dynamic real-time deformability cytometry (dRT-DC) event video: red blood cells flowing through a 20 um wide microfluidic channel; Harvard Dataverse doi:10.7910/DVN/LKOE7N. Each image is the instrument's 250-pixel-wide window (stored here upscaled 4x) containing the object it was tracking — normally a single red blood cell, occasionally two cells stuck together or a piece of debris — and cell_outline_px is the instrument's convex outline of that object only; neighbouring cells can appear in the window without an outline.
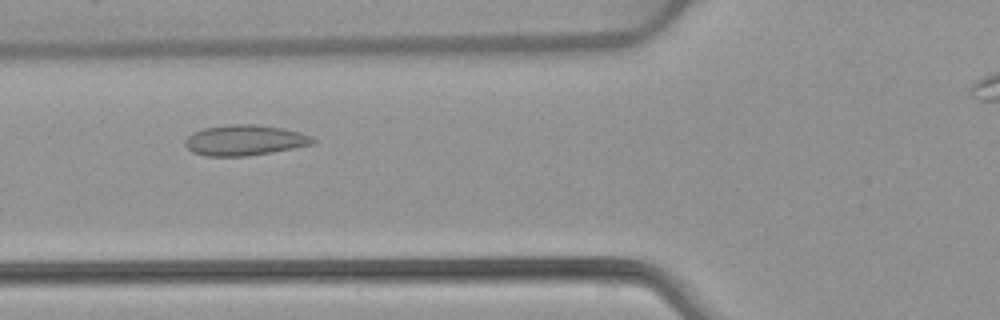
{"species": "common noctule bat (a hibernating species)", "species_latin": "Nyctalus noctula", "temperature_condition": "warm", "stored_images_in_passage": 38, "camera_frame_rate_fps": 3000, "um_per_image_px": 0.085, "animal": {"sex": "female", "body_mass_g": 22.7, "forearm_length_mm": 54.2}, "frame": {"image": 1, "passage_image": 9, "time_ms": 2.667, "image_size_px": [1000, 320], "cell_outline_px": [[316, 140], [312, 144], [272, 152], [248, 156], [208, 156], [192, 152], [184, 144], [184, 140], [192, 132], [204, 128], [232, 124], [256, 124], [280, 128], [300, 132], [312, 136]], "centroid_in_image_um": [20.77, 11.92], "position_along_channel_um": 105.0, "area_um2": 22.66}}
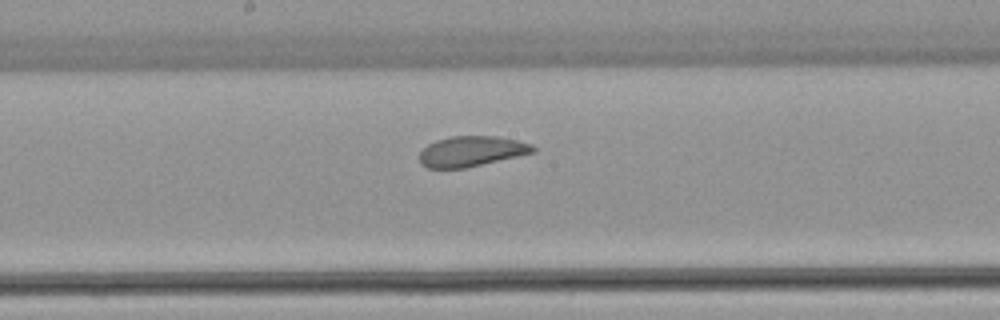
{"frame": {"image": 2, "passage_image": 17, "time_ms": 5.333, "image_size_px": [1000, 320], "cell_outline_px": [[536, 152], [464, 168], [428, 168], [420, 164], [420, 152], [428, 144], [436, 140], [452, 136], [496, 136], [516, 140], [532, 144], [536, 148]], "centroid_in_image_um": [40.08, 12.86], "position_along_channel_um": 208.1, "area_um2": 20.0}}
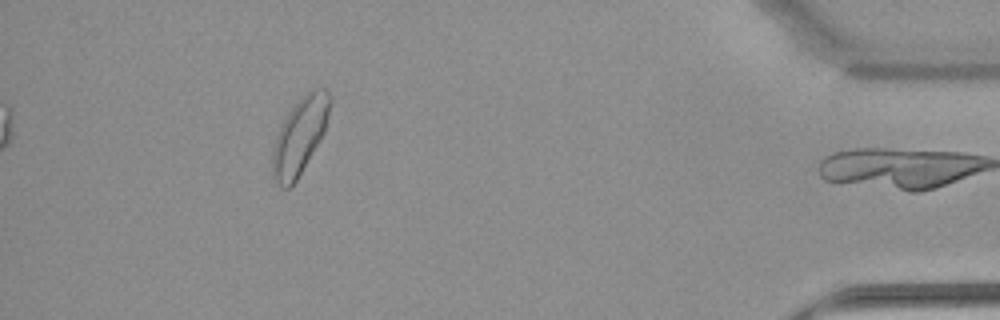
{"frame": {"image": 3, "passage_image": 37, "time_ms": 12.0, "image_size_px": [1000, 320], "cell_outline_px": [[332, 100], [324, 132], [320, 140], [296, 180], [288, 188], [280, 188], [272, 176], [272, 156], [276, 136], [284, 120], [292, 108], [312, 88], [324, 88], [332, 96]], "centroid_in_image_um": [25.49, 11.56], "position_along_channel_um": 409.7, "area_um2": 25.09}, "authors_computed_cell_mechanics": {"area_um2": 21.1548, "velocity_mm_per_s": 3.8665, "shape_relaxation_time_tau1_ms": 8.5166, "shape_relaxation_time_tau2_ms": 1.0028, "deformation_change_tau1": 0.1356, "deformation_change_tau2": 0.036}}